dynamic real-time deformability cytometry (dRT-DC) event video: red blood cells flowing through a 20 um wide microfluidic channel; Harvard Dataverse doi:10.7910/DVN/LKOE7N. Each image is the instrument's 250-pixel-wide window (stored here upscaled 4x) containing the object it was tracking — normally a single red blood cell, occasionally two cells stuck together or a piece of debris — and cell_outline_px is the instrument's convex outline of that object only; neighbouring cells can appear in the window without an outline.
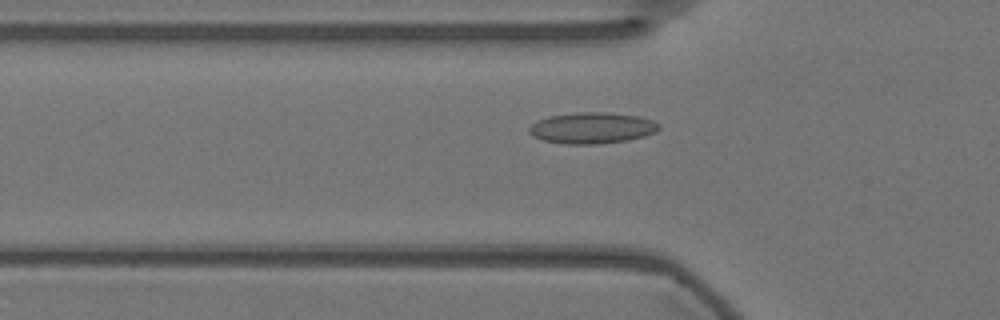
{"species": "Egyptian fruit bat (a non-hibernating species)", "species_latin": "Rousettus aegyptiacus", "temperature_condition": "warm", "stored_images_in_passage": 47, "camera_frame_rate_fps": 3000, "um_per_image_px": 0.085, "animal": {"sex": "female"}, "frame": {"image": 1, "passage_image": 9, "time_ms": 2.667, "image_size_px": [1000, 320], "cell_outline_px": [[660, 128], [656, 132], [644, 136], [628, 140], [596, 144], [564, 144], [544, 140], [532, 136], [528, 132], [528, 128], [536, 120], [548, 116], [580, 112], [604, 112], [636, 116], [652, 120], [660, 124]], "centroid_in_image_um": [50.3, 10.88], "position_along_channel_um": 75.5, "area_um2": 23.58}}
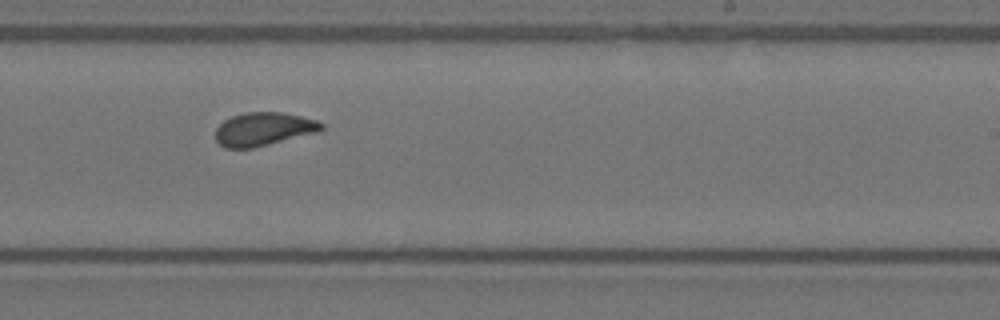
{"frame": {"image": 2, "passage_image": 25, "time_ms": 8.0, "image_size_px": [1000, 320], "cell_outline_px": [[324, 128], [316, 132], [252, 148], [224, 148], [216, 140], [216, 128], [224, 120], [232, 116], [244, 112], [280, 112], [300, 116], [316, 120], [324, 124]], "centroid_in_image_um": [22.37, 10.96], "position_along_channel_um": 266.6, "area_um2": 20.35}}
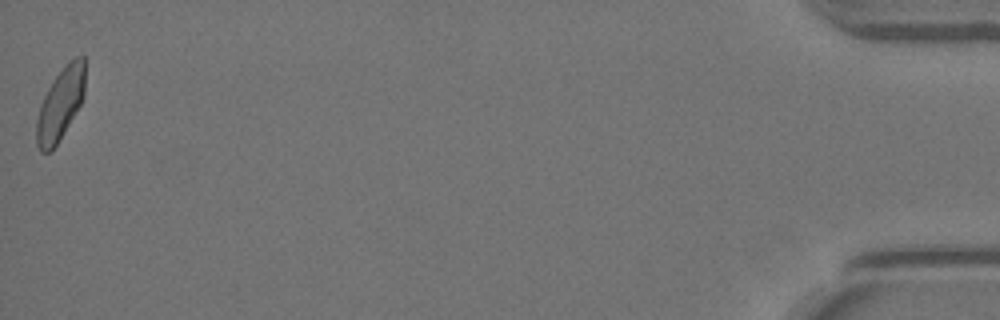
{"frame": {"image": 3, "passage_image": 47, "time_ms": 15.333, "image_size_px": [1000, 320], "cell_outline_px": [[84, 96], [80, 104], [52, 152], [40, 152], [36, 144], [36, 120], [40, 104], [48, 88], [56, 76], [76, 56], [84, 56]], "centroid_in_image_um": [5.1, 8.9], "position_along_channel_um": 430.1, "area_um2": 19.94}, "authors_computed_cell_mechanics": {"area_um2": 20.6924, "velocity_mm_per_s": 3.5678, "shape_relaxation_time_tau1_ms": 6.8029, "shape_relaxation_time_tau2_ms": 1.1913, "deformation_change_tau1": 0.1492, "deformation_change_tau2": 0.0668}}